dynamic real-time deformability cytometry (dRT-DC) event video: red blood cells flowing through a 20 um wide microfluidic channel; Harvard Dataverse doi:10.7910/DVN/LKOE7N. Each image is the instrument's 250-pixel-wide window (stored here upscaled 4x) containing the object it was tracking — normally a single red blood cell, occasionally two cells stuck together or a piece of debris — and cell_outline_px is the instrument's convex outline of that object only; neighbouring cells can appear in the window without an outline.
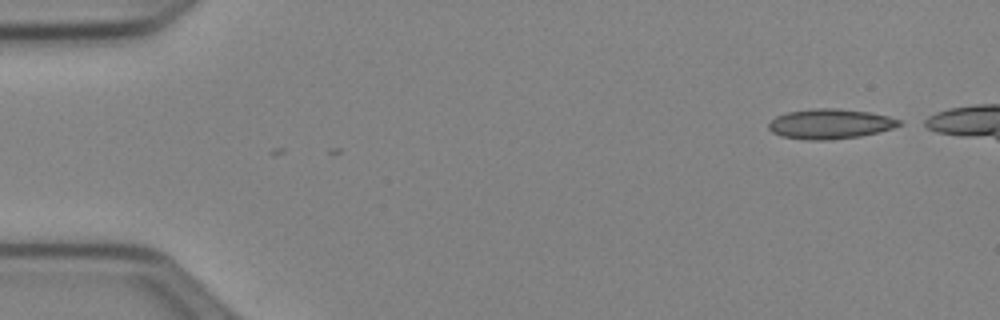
{"species": "Egyptian fruit bat (a non-hibernating species)", "species_latin": "Rousettus aegyptiacus", "temperature_condition": "cold", "stored_images_in_passage": 2, "camera_frame_rate_fps": 3000, "um_per_image_px": 0.085, "animal": {"sex": "female"}, "frame": {"image": 1, "passage_image": 1, "time_ms": 0.0, "image_size_px": [1000, 320], "cell_outline_px": [[904, 124], [892, 128], [860, 136], [828, 140], [804, 140], [780, 136], [772, 132], [768, 128], [768, 124], [776, 116], [788, 112], [816, 108], [836, 108], [868, 112], [888, 116], [900, 120]], "centroid_in_image_um": [70.54, 10.53], "position_along_channel_um": 14.5, "area_um2": 22.72}}